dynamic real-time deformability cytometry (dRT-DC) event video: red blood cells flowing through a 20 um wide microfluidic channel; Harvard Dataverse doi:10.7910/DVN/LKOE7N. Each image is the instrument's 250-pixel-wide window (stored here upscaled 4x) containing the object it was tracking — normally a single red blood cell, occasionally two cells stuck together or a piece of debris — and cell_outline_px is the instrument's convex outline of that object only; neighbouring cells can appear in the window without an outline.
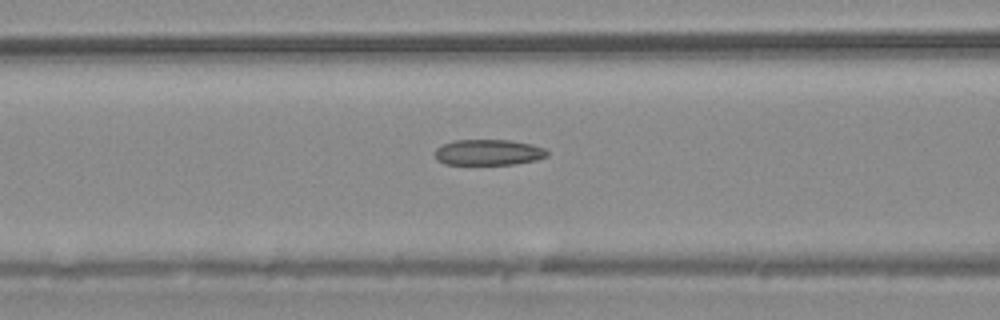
{"species": "common noctule bat (a hibernating species)", "species_latin": "Nyctalus noctula", "temperature_condition": "warm", "stored_images_in_passage": 55, "camera_frame_rate_fps": 3000, "um_per_image_px": 0.085, "animal": {"sex": "male", "body_mass_g": 20.4}, "frame": {"image": 1, "passage_image": 23, "time_ms": 7.333, "image_size_px": [1000, 320], "cell_outline_px": [[548, 156], [536, 160], [516, 164], [444, 164], [436, 160], [436, 148], [444, 144], [456, 140], [508, 140], [532, 144], [544, 148], [548, 152]], "centroid_in_image_um": [41.54, 12.95], "position_along_channel_um": 125.1, "area_um2": 16.82}}
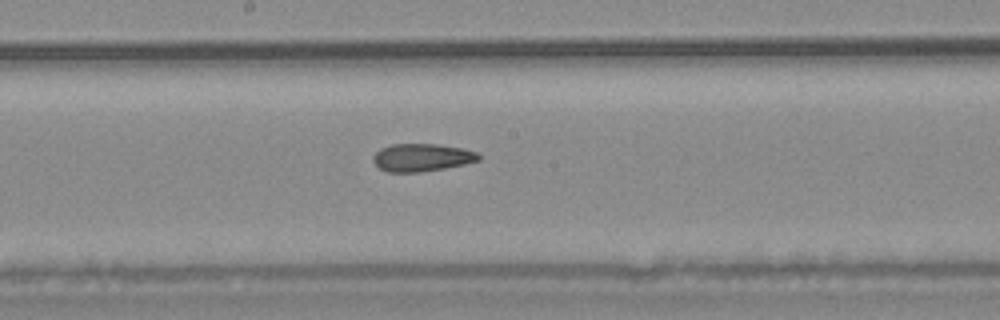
{"frame": {"image": 2, "passage_image": 30, "time_ms": 9.667, "image_size_px": [1000, 320], "cell_outline_px": [[480, 160], [464, 164], [444, 168], [420, 172], [388, 172], [380, 168], [372, 160], [372, 156], [380, 148], [392, 144], [436, 144], [464, 148], [476, 152], [480, 156]], "centroid_in_image_um": [35.84, 13.38], "position_along_channel_um": 212.4, "area_um2": 17.05}}
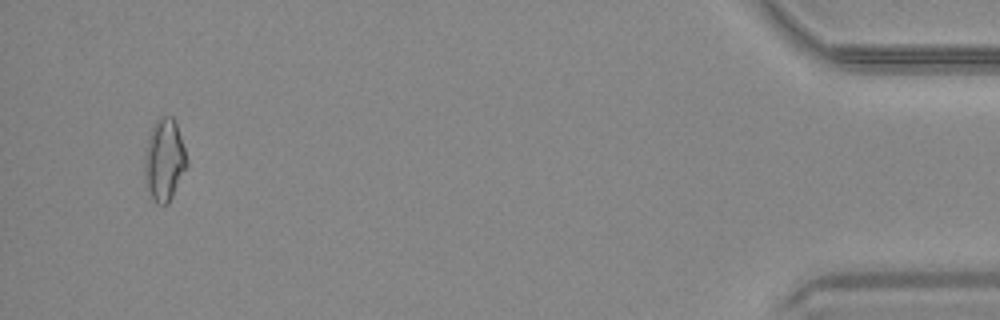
{"frame": {"image": 3, "passage_image": 53, "time_ms": 17.333, "image_size_px": [1000, 320], "cell_outline_px": [[188, 164], [168, 204], [156, 204], [144, 180], [144, 160], [148, 136], [152, 124], [160, 116], [172, 116], [176, 120], [188, 160]], "centroid_in_image_um": [13.96, 13.54], "position_along_channel_um": 421.2, "area_um2": 20.35}, "authors_computed_cell_mechanics": {"area_um2": 17.8024, "velocity_mm_per_s": 3.7355, "shape_relaxation_time_tau1_ms": null, "shape_relaxation_time_tau2_ms": 3.9142, "deformation_change_tau1": null, "deformation_change_tau2": 0.1189}}